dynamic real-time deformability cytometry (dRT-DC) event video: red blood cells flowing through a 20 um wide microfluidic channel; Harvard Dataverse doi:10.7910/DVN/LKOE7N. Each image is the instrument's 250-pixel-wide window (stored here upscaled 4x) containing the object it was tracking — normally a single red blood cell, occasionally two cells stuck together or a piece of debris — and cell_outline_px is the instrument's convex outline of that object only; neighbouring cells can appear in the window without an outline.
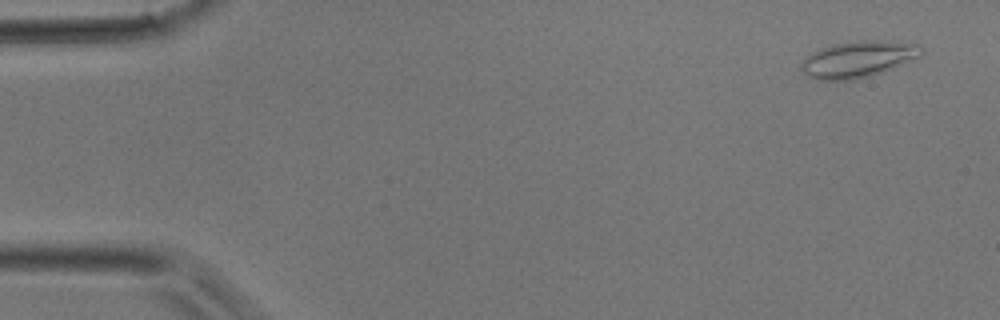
{"species": "common noctule bat (a hibernating species)", "species_latin": "Nyctalus noctula", "temperature_condition": "room temperature", "stored_images_in_passage": 38, "camera_frame_rate_fps": 3000, "um_per_image_px": 0.085, "animal": {"sex": "male", "body_mass_g": 17.9}, "frame": {"image": 1, "passage_image": 2, "time_ms": 0.333, "image_size_px": [1000, 320], "cell_outline_px": [[924, 52], [920, 56], [892, 68], [856, 80], [816, 80], [808, 76], [800, 68], [800, 64], [812, 52], [820, 48], [832, 44], [856, 40], [880, 40], [920, 44], [924, 48]], "centroid_in_image_um": [72.94, 5.02], "position_along_channel_um": 12.1, "area_um2": 25.55}}
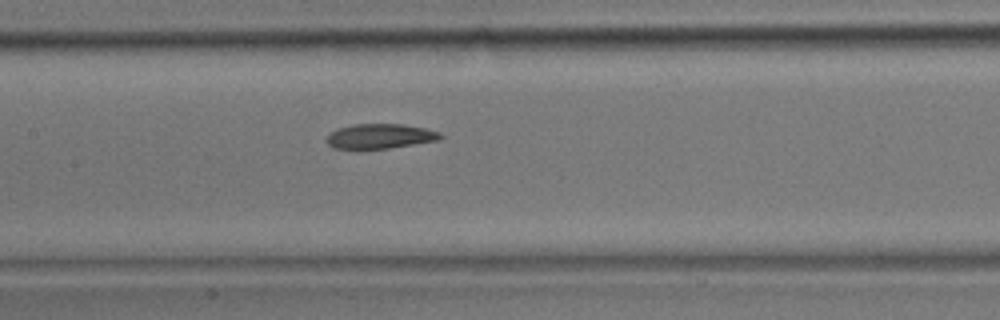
{"frame": {"image": 2, "passage_image": 18, "time_ms": 5.667, "image_size_px": [1000, 320], "cell_outline_px": [[444, 136], [440, 140], [388, 148], [360, 152], [356, 152], [332, 148], [324, 140], [336, 128], [352, 124], [404, 124], [424, 128], [440, 132]], "centroid_in_image_um": [32.22, 11.62], "position_along_channel_um": 175.2, "area_um2": 17.28}}
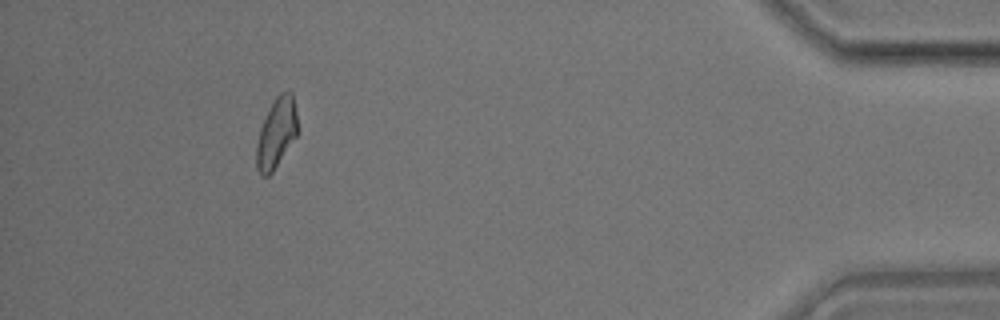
{"frame": {"image": 3, "passage_image": 35, "time_ms": 11.333, "image_size_px": [1000, 320], "cell_outline_px": [[300, 132], [272, 172], [268, 176], [264, 176], [256, 168], [256, 144], [260, 128], [268, 108], [276, 96], [280, 92], [292, 92]], "centroid_in_image_um": [23.51, 11.29], "position_along_channel_um": 411.7, "area_um2": 16.99}}